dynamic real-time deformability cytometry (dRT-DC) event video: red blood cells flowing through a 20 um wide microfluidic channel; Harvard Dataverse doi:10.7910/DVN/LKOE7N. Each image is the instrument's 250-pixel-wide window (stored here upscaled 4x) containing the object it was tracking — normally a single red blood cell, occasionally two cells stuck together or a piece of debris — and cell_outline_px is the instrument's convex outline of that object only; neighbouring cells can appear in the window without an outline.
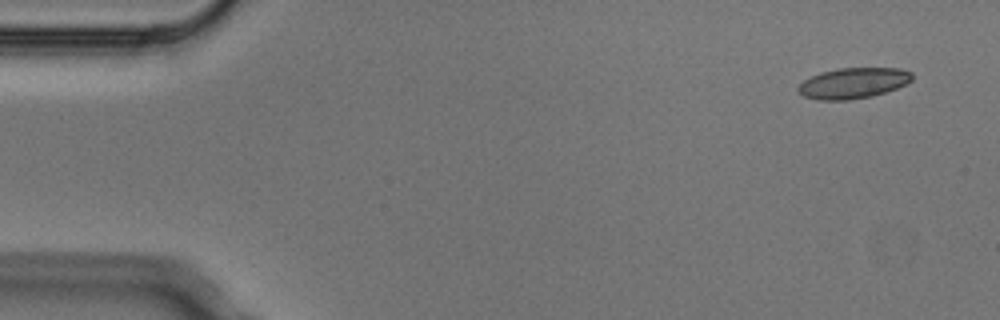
{"species": "Egyptian fruit bat (a non-hibernating species)", "species_latin": "Rousettus aegyptiacus", "temperature_condition": "cold", "stored_images_in_passage": 5, "camera_frame_rate_fps": 3000, "um_per_image_px": 0.085, "animal": {"sex": "male"}, "frame": {"image": 1, "passage_image": 1, "time_ms": 0.0, "image_size_px": [1000, 320], "cell_outline_px": [[912, 80], [896, 88], [872, 96], [848, 100], [816, 100], [804, 96], [796, 88], [804, 80], [820, 72], [840, 68], [900, 68], [912, 72]], "centroid_in_image_um": [72.51, 7.06], "position_along_channel_um": 12.5, "area_um2": 20.29}}
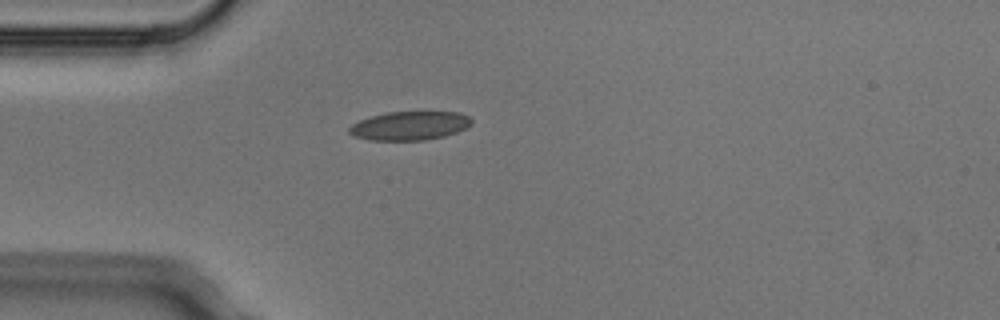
{"frame": {"image": 2, "passage_image": 4, "time_ms": 1.0, "image_size_px": [1000, 320], "cell_outline_px": [[472, 124], [456, 132], [444, 136], [424, 140], [368, 140], [352, 136], [348, 132], [348, 128], [352, 124], [360, 120], [384, 112], [460, 112], [468, 116], [472, 120]], "centroid_in_image_um": [34.79, 10.69], "position_along_channel_um": 50.2, "area_um2": 20.52}}